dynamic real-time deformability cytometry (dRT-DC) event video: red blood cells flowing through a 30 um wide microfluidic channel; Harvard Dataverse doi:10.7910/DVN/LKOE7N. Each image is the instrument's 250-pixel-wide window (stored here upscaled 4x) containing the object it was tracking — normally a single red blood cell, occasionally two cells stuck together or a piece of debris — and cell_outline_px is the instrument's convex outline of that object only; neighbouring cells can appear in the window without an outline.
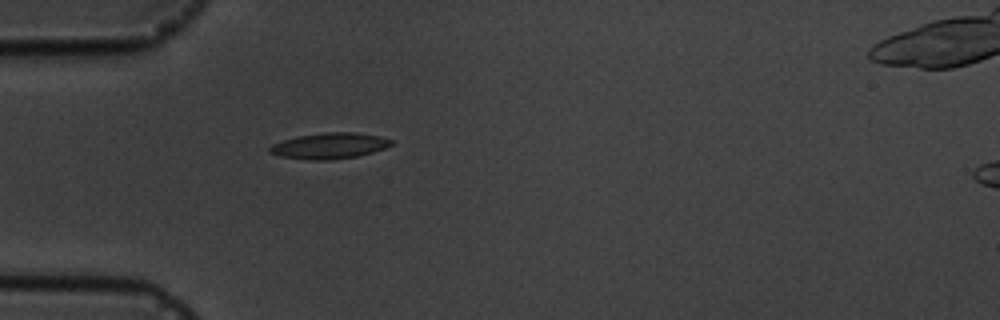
{"species": "common noctule bat (a hibernating species)", "species_latin": "Nyctalus noctula", "temperature_condition": "cold", "stored_images_in_passage": 1, "camera_frame_rate_fps": 3000, "um_per_image_px": 0.085, "animal": {"sex": "male", "body_mass_g": 19.5, "forearm_length_mm": 54.6}, "frame": {"image": 1, "passage_image": 1, "time_ms": 0.0, "image_size_px": [1000, 320], "cell_outline_px": [[392, 144], [384, 148], [372, 152], [356, 156], [332, 160], [308, 160], [280, 156], [268, 152], [268, 148], [272, 144], [296, 136], [324, 132], [356, 132], [380, 136], [392, 140]], "centroid_in_image_um": [27.97, 12.39], "position_along_channel_um": 57.0, "area_um2": 18.38}}